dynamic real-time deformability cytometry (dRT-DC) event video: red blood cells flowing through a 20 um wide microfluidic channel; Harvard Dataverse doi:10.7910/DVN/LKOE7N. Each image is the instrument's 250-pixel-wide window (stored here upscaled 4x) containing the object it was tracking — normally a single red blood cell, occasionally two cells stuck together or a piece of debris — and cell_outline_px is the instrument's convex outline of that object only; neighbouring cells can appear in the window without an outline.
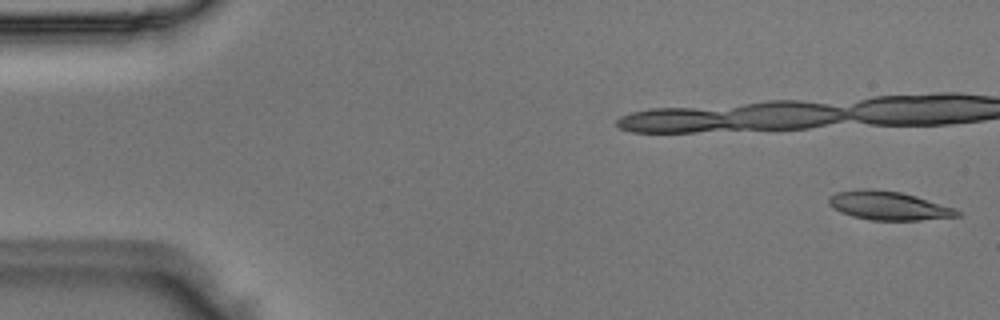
{"species": "Egyptian fruit bat (a non-hibernating species)", "species_latin": "Rousettus aegyptiacus", "temperature_condition": "room temperature", "stored_images_in_passage": 14, "camera_frame_rate_fps": 3000, "um_per_image_px": 0.085, "animal": {"sex": "male"}, "frame": {"image": 1, "passage_image": 1, "time_ms": 0.0, "image_size_px": [1000, 320], "cell_outline_px": [[960, 216], [920, 220], [872, 220], [852, 216], [840, 212], [828, 204], [828, 196], [836, 192], [856, 188], [872, 188], [900, 192], [916, 196], [956, 208], [960, 212]], "centroid_in_image_um": [75.49, 17.46], "position_along_channel_um": 9.5, "area_um2": 21.68}}